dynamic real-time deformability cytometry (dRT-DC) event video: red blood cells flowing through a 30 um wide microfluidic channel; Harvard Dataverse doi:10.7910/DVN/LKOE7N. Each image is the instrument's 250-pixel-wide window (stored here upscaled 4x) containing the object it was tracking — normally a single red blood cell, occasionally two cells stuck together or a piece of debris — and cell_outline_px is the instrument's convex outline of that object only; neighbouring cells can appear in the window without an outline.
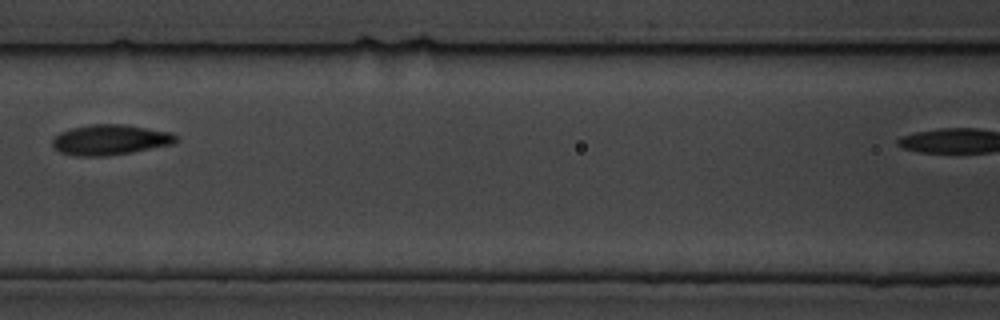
{"species": "common noctule bat (a hibernating species)", "species_latin": "Nyctalus noctula", "temperature_condition": "cold", "stored_images_in_passage": 10, "camera_frame_rate_fps": 3000, "um_per_image_px": 0.085, "animal": {"sex": "male", "body_mass_g": 19.5, "forearm_length_mm": 54.6}, "frame": {"image": 1, "passage_image": 6, "time_ms": 6.0, "image_size_px": [1000, 320], "cell_outline_px": [[180, 140], [172, 144], [132, 152], [104, 156], [76, 156], [60, 152], [52, 144], [52, 140], [60, 132], [72, 128], [92, 124], [128, 124], [172, 132]], "centroid_in_image_um": [9.4, 11.87], "position_along_channel_um": 157.2, "area_um2": 21.91}}
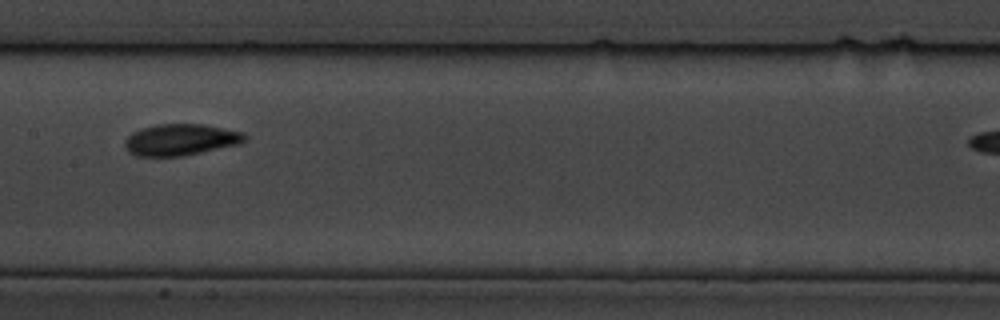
{"frame": {"image": 2, "passage_image": 7, "time_ms": 7.0, "image_size_px": [1000, 320], "cell_outline_px": [[248, 140], [240, 144], [184, 156], [136, 156], [128, 152], [124, 144], [124, 140], [132, 132], [140, 128], [156, 124], [204, 124], [244, 132], [248, 136]], "centroid_in_image_um": [15.38, 11.87], "position_along_channel_um": 192.0, "area_um2": 22.37}}
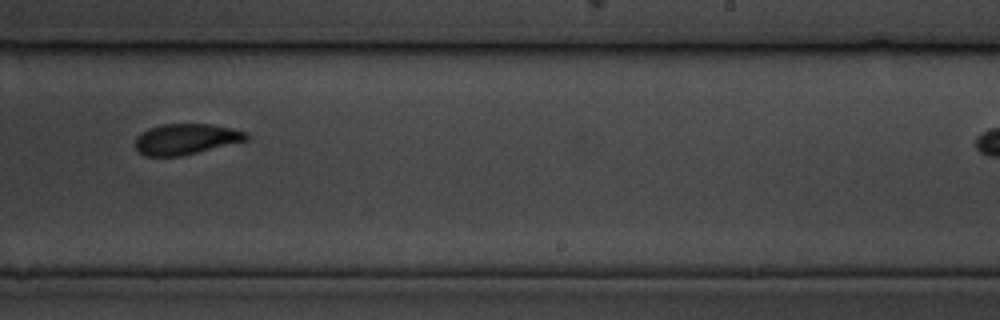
{"frame": {"image": 3, "passage_image": 9, "time_ms": 9.333, "image_size_px": [1000, 320], "cell_outline_px": [[248, 140], [180, 156], [144, 156], [136, 148], [136, 136], [140, 132], [148, 128], [160, 124], [212, 124], [232, 128], [248, 132]], "centroid_in_image_um": [15.8, 11.81], "position_along_channel_um": 273.2, "area_um2": 19.94}}